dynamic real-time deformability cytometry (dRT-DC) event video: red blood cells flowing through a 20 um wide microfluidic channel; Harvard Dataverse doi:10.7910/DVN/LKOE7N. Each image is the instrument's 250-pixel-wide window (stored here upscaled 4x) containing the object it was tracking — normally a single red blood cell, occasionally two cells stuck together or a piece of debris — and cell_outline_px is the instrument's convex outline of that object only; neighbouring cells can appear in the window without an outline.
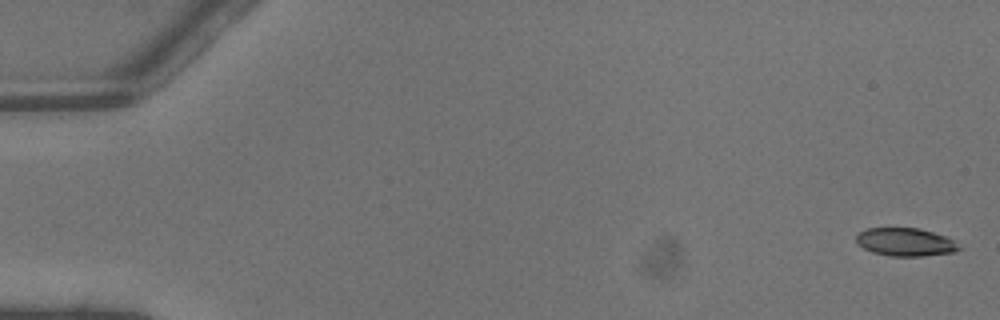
{"species": "common noctule bat (a hibernating species)", "species_latin": "Nyctalus noctula", "temperature_condition": "warm", "stored_images_in_passage": 4, "camera_frame_rate_fps": 3000, "um_per_image_px": 0.085, "animal": {"sex": "male", "body_mass_g": 13.3}, "frame": {"image": 1, "passage_image": 1, "time_ms": 0.0, "image_size_px": [1000, 320], "cell_outline_px": [[964, 248], [952, 252], [924, 256], [892, 256], [872, 252], [856, 244], [856, 232], [864, 228], [920, 228], [948, 236]], "centroid_in_image_um": [76.96, 20.56], "position_along_channel_um": 8.0, "area_um2": 17.17}}
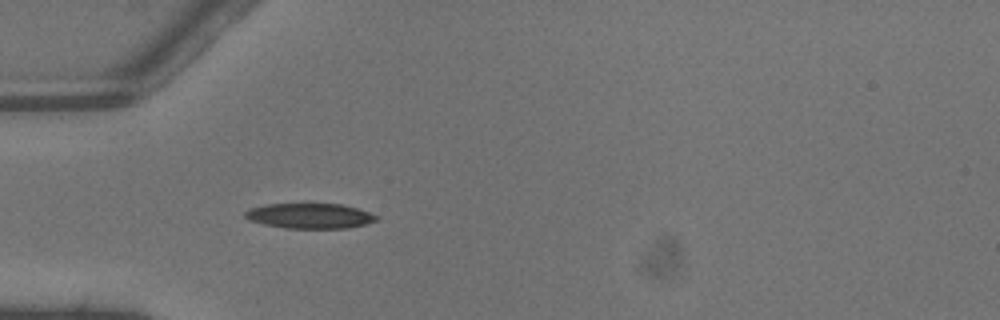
{"frame": {"image": 2, "passage_image": 4, "time_ms": 1.0, "image_size_px": [1000, 320], "cell_outline_px": [[380, 220], [348, 228], [284, 228], [264, 224], [248, 220], [244, 216], [244, 212], [252, 208], [264, 204], [344, 204], [380, 216]], "centroid_in_image_um": [26.35, 18.35], "position_along_channel_um": 58.6, "area_um2": 19.31}}